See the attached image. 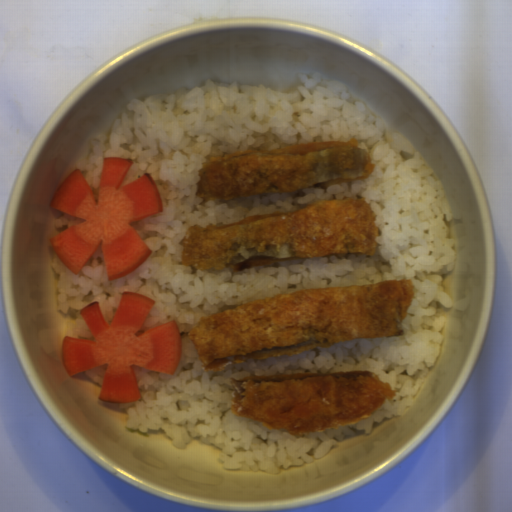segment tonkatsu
Segmentation results:
<instances>
[{"instance_id":"tonkatsu-3","label":"tonkatsu","mask_w":512,"mask_h":512,"mask_svg":"<svg viewBox=\"0 0 512 512\" xmlns=\"http://www.w3.org/2000/svg\"><path fill=\"white\" fill-rule=\"evenodd\" d=\"M233 415L301 435L366 420L396 390L374 371L277 373L229 379Z\"/></svg>"},{"instance_id":"tonkatsu-4","label":"tonkatsu","mask_w":512,"mask_h":512,"mask_svg":"<svg viewBox=\"0 0 512 512\" xmlns=\"http://www.w3.org/2000/svg\"><path fill=\"white\" fill-rule=\"evenodd\" d=\"M374 166L371 156L355 139L237 151L203 162L195 195L204 201H226L231 197L327 187L367 178Z\"/></svg>"},{"instance_id":"tonkatsu-1","label":"tonkatsu","mask_w":512,"mask_h":512,"mask_svg":"<svg viewBox=\"0 0 512 512\" xmlns=\"http://www.w3.org/2000/svg\"><path fill=\"white\" fill-rule=\"evenodd\" d=\"M412 281L312 289L250 301L201 317L188 338L204 369L293 356L348 339L402 336Z\"/></svg>"},{"instance_id":"tonkatsu-2","label":"tonkatsu","mask_w":512,"mask_h":512,"mask_svg":"<svg viewBox=\"0 0 512 512\" xmlns=\"http://www.w3.org/2000/svg\"><path fill=\"white\" fill-rule=\"evenodd\" d=\"M375 210L363 198L315 202L294 212L228 224L192 225L179 245L181 261L199 271H239L322 255H375Z\"/></svg>"}]
</instances>
